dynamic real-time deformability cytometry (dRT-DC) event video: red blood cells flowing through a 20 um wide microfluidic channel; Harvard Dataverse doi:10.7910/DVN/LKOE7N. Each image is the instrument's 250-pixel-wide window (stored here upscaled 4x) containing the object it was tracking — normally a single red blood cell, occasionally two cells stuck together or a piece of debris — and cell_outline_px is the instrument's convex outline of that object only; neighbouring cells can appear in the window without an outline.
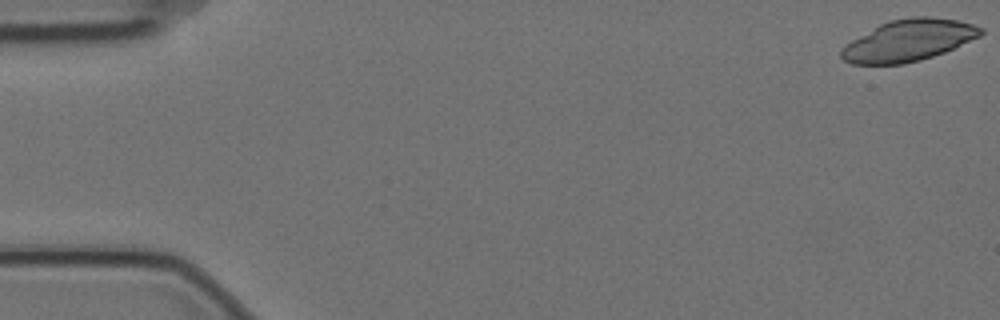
{"species": "Egyptian fruit bat (a non-hibernating species)", "species_latin": "Rousettus aegyptiacus", "temperature_condition": "cold", "stored_images_in_passage": 7, "camera_frame_rate_fps": 3000, "um_per_image_px": 0.085, "animal": {"sex": "female"}, "frame": {"image": 1, "passage_image": 1, "time_ms": 0.0, "image_size_px": [1000, 320], "cell_outline_px": [[984, 32], [980, 36], [944, 52], [920, 60], [904, 64], [852, 64], [844, 60], [840, 56], [840, 48], [844, 44], [880, 24], [888, 20], [912, 16], [928, 16], [956, 20], [972, 24], [984, 28]], "centroid_in_image_um": [77.2, 3.43], "position_along_channel_um": 7.8, "area_um2": 33.76}}
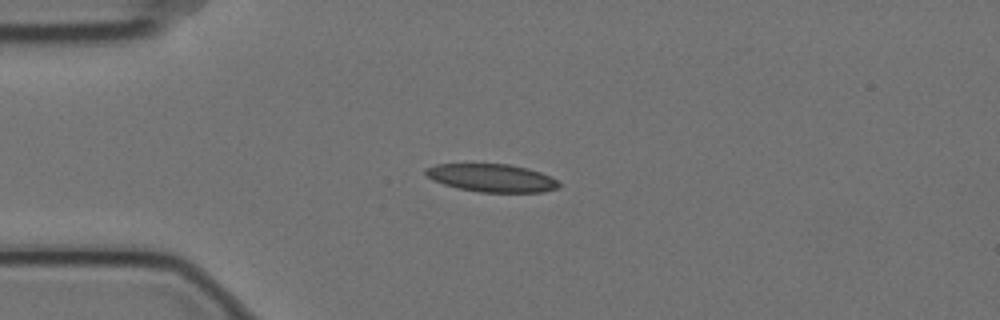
{"frame": {"image": 2, "passage_image": 5, "time_ms": 1.333, "image_size_px": [1000, 320], "cell_outline_px": [[560, 184], [556, 188], [544, 192], [480, 192], [456, 188], [432, 180], [424, 172], [424, 168], [436, 164], [508, 164], [528, 168], [540, 172], [556, 180]], "centroid_in_image_um": [41.76, 15.12], "position_along_channel_um": 43.2, "area_um2": 21.62}}